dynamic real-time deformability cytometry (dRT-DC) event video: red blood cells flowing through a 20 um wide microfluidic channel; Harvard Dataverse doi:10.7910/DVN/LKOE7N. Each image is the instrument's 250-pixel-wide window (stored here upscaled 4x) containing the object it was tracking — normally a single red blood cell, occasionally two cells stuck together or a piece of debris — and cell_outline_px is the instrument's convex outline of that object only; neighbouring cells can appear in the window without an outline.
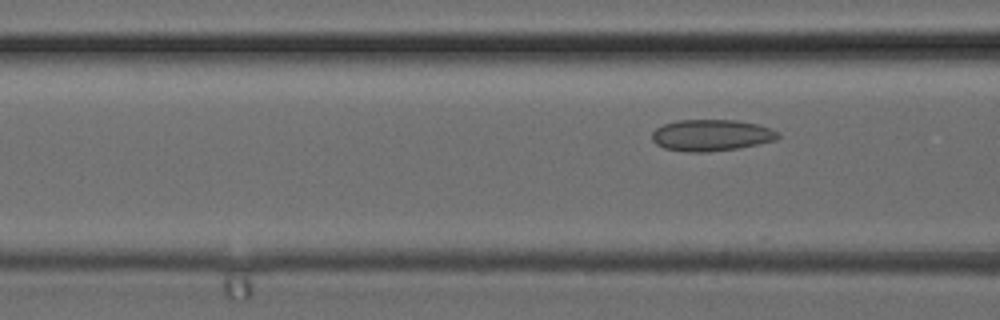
{"species": "common noctule bat (a hibernating species)", "species_latin": "Nyctalus noctula", "temperature_condition": "cold", "stored_images_in_passage": 5, "camera_frame_rate_fps": 3000, "um_per_image_px": 0.085, "animal": {"sex": "female", "body_mass_g": 24.6, "forearm_length_mm": 56.2}, "frame": {"image": 1, "passage_image": 5, "time_ms": 1.333, "image_size_px": [1000, 320], "cell_outline_px": [[780, 136], [776, 140], [740, 148], [708, 152], [688, 152], [664, 148], [656, 144], [652, 140], [652, 132], [656, 128], [664, 124], [676, 120], [736, 120], [756, 124], [772, 128], [780, 132]], "centroid_in_image_um": [60.48, 11.5], "position_along_channel_um": 106.1, "area_um2": 23.29}}